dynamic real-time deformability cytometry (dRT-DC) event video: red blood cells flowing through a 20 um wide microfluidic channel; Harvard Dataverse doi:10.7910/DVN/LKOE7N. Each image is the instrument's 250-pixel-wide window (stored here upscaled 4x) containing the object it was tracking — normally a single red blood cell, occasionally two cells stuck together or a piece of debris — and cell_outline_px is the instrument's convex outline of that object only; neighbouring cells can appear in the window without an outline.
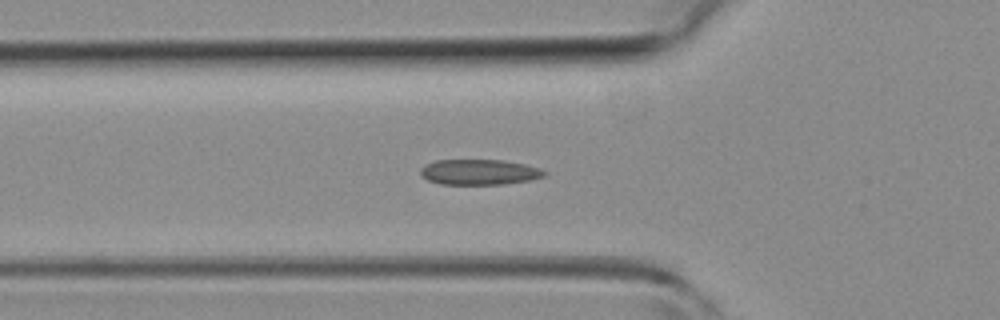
{"species": "common noctule bat (a hibernating species)", "species_latin": "Nyctalus noctula", "temperature_condition": "room temperature", "stored_images_in_passage": 30, "camera_frame_rate_fps": 3000, "um_per_image_px": 0.085, "animal": {"sex": "female", "body_mass_g": 19.3, "forearm_length_mm": 54.1}, "frame": {"image": 1, "passage_image": 9, "time_ms": 2.667, "image_size_px": [1000, 320], "cell_outline_px": [[548, 172], [544, 176], [532, 180], [504, 184], [440, 184], [428, 180], [420, 176], [420, 168], [424, 164], [436, 160], [504, 160], [524, 164], [540, 168]], "centroid_in_image_um": [40.73, 14.62], "position_along_channel_um": 85.1, "area_um2": 18.55}}
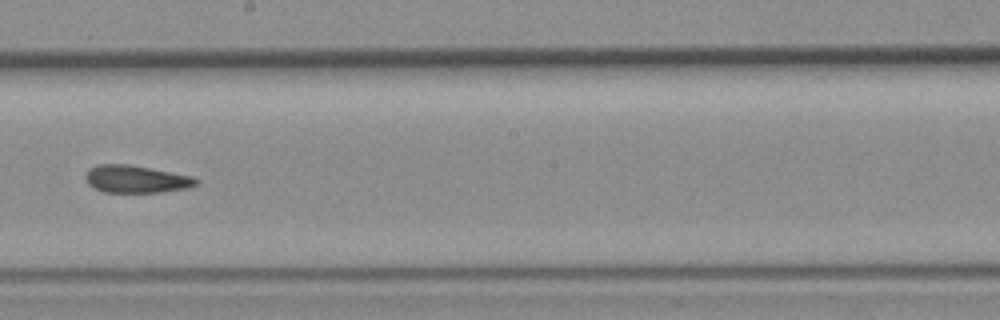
{"frame": {"image": 2, "passage_image": 19, "time_ms": 6.0, "image_size_px": [1000, 320], "cell_outline_px": [[200, 180], [196, 184], [188, 188], [160, 192], [104, 192], [88, 184], [84, 176], [88, 168], [100, 164], [128, 164], [192, 176]], "centroid_in_image_um": [11.55, 15.22], "position_along_channel_um": 236.7, "area_um2": 17.63}}
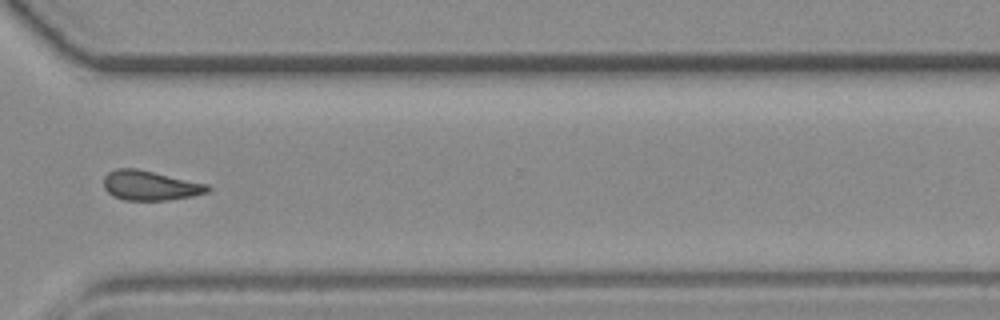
{"frame": {"image": 3, "passage_image": 27, "time_ms": 8.667, "image_size_px": [1000, 320], "cell_outline_px": [[212, 188], [208, 192], [192, 196], [168, 200], [124, 200], [112, 196], [104, 188], [104, 176], [108, 172], [116, 168], [136, 168], [208, 184]], "centroid_in_image_um": [12.75, 15.77], "position_along_channel_um": 357.8, "area_um2": 18.03}}